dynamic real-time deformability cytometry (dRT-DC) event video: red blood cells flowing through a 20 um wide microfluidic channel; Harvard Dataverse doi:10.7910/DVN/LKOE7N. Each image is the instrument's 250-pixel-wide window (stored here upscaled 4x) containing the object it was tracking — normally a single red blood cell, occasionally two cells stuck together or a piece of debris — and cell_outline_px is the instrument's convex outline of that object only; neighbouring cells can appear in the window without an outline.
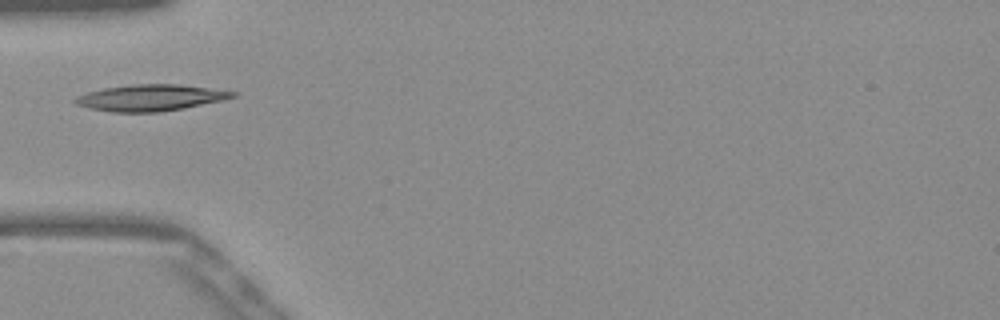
{"species": "Egyptian fruit bat (a non-hibernating species)", "species_latin": "Rousettus aegyptiacus", "temperature_condition": "warm", "stored_images_in_passage": 10, "camera_frame_rate_fps": 3000, "um_per_image_px": 0.085, "frame": {"image": 1, "passage_image": 1, "time_ms": 0.0, "image_size_px": [1000, 320], "cell_outline_px": [[236, 96], [224, 100], [180, 108], [156, 112], [112, 112], [88, 108], [76, 104], [72, 100], [76, 96], [88, 92], [104, 88], [132, 84], [180, 84], [236, 92]], "centroid_in_image_um": [12.74, 8.3], "position_along_channel_um": 72.3, "area_um2": 23.93}}